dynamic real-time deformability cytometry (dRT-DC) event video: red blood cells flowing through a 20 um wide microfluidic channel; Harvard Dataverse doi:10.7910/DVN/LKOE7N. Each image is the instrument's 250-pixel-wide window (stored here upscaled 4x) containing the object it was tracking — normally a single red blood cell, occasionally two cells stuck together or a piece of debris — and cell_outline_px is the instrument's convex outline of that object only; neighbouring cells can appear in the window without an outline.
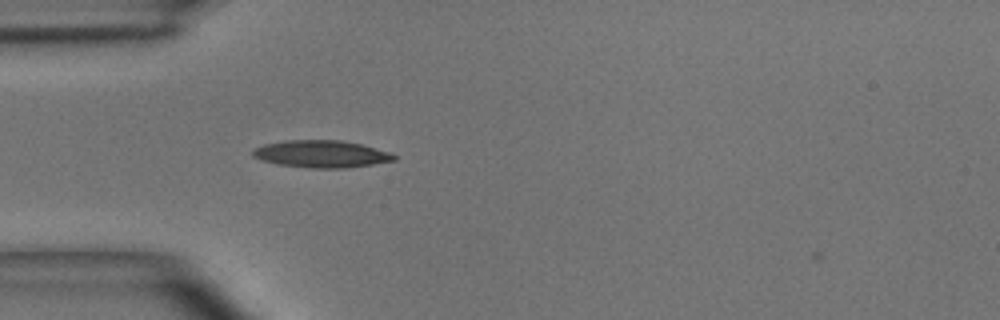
{"species": "common noctule bat (a hibernating species)", "species_latin": "Nyctalus noctula", "temperature_condition": "room temperature", "stored_images_in_passage": 37, "camera_frame_rate_fps": 3000, "um_per_image_px": 0.085, "animal": {"sex": "male", "body_mass_g": 15.6}, "frame": {"image": 1, "passage_image": 2, "time_ms": 0.333, "image_size_px": [1000, 320], "cell_outline_px": [[396, 160], [372, 164], [344, 168], [312, 168], [280, 164], [264, 160], [252, 156], [252, 148], [264, 144], [284, 140], [340, 140], [360, 144], [392, 152], [396, 156]], "centroid_in_image_um": [27.32, 13.08], "position_along_channel_um": 57.7, "area_um2": 22.31}}
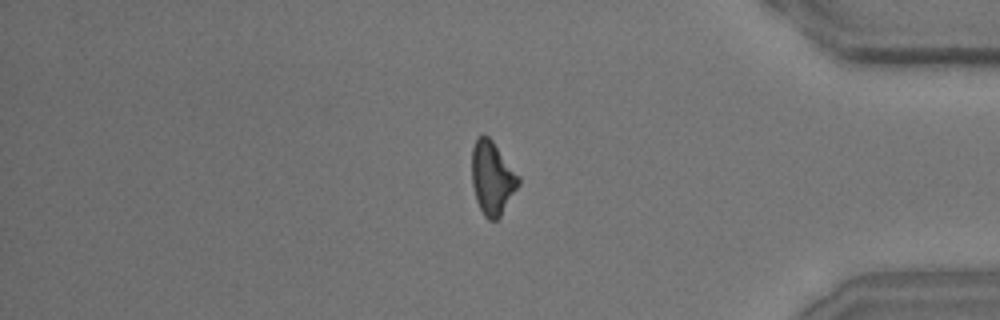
{"frame": {"image": 2, "passage_image": 29, "time_ms": 9.333, "image_size_px": [1000, 320], "cell_outline_px": [[520, 184], [500, 216], [496, 220], [488, 220], [484, 216], [476, 200], [472, 184], [472, 148], [476, 136], [484, 132], [492, 140], [520, 176]], "centroid_in_image_um": [41.83, 15.09], "position_along_channel_um": 393.4, "area_um2": 20.11}}
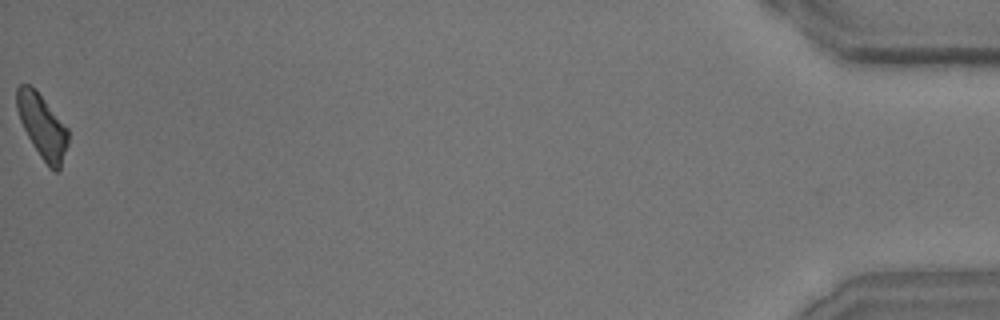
{"frame": {"image": 3, "passage_image": 37, "time_ms": 12.0, "image_size_px": [1000, 320], "cell_outline_px": [[68, 144], [60, 168], [56, 172], [48, 168], [32, 144], [20, 120], [16, 108], [16, 88], [20, 84], [28, 84], [44, 100], [68, 128]], "centroid_in_image_um": [3.59, 10.76], "position_along_channel_um": 431.6, "area_um2": 18.79}, "authors_computed_cell_mechanics": {"area_um2": 20.23, "velocity_mm_per_s": 4.0589, "shape_relaxation_time_tau1_ms": 3.7867, "shape_relaxation_time_tau2_ms": 4.6143, "deformation_change_tau1": 0.1448, "deformation_change_tau2": 0.157}}